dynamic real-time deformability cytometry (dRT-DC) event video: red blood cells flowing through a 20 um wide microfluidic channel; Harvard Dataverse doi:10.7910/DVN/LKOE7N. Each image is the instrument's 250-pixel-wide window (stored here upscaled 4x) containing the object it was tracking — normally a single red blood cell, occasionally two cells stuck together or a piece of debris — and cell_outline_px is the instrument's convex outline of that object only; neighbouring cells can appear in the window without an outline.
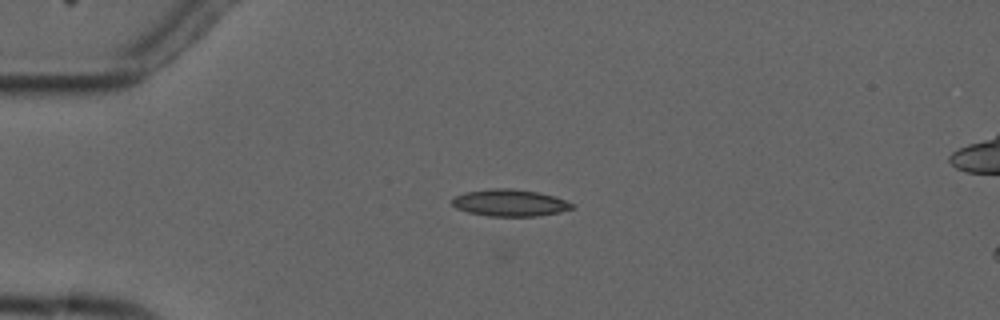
{"species": "common noctule bat (a hibernating species)", "species_latin": "Nyctalus noctula", "temperature_condition": "cold", "stored_images_in_passage": 6, "camera_frame_rate_fps": 3000, "um_per_image_px": 0.085, "animal": {"sex": "male", "forearm_length_mm": 52.5}, "frame": {"image": 1, "passage_image": 4, "time_ms": 5.0, "image_size_px": [1000, 320], "cell_outline_px": [[576, 208], [560, 212], [540, 216], [488, 216], [468, 212], [456, 208], [452, 204], [452, 200], [456, 196], [464, 192], [492, 188], [512, 188], [536, 192], [552, 196], [576, 204]], "centroid_in_image_um": [43.36, 17.24], "position_along_channel_um": 41.6, "area_um2": 18.84}}